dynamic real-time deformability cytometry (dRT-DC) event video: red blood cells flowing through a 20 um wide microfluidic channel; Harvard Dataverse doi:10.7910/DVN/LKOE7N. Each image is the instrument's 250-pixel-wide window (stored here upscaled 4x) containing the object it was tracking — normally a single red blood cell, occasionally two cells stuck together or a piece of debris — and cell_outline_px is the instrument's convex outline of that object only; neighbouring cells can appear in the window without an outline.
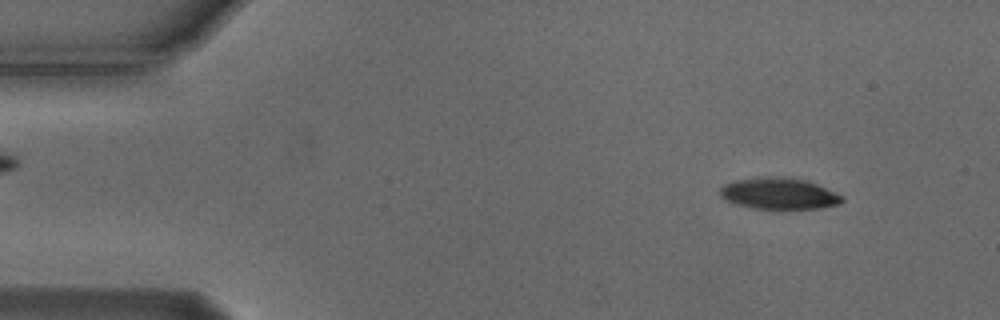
{"species": "Egyptian fruit bat (a non-hibernating species)", "species_latin": "Rousettus aegyptiacus", "temperature_condition": "cold", "stored_images_in_passage": 54, "camera_frame_rate_fps": 3000, "um_per_image_px": 0.085, "animal": {"sex": "male"}, "frame": {"image": 1, "passage_image": 5, "time_ms": 1.333, "image_size_px": [1000, 320], "cell_outline_px": [[844, 200], [840, 204], [816, 208], [752, 208], [736, 204], [724, 200], [720, 196], [720, 188], [724, 184], [732, 180], [760, 176], [776, 176], [804, 180], [816, 184], [844, 196]], "centroid_in_image_um": [66.16, 16.43], "position_along_channel_um": 18.8, "area_um2": 22.31}}
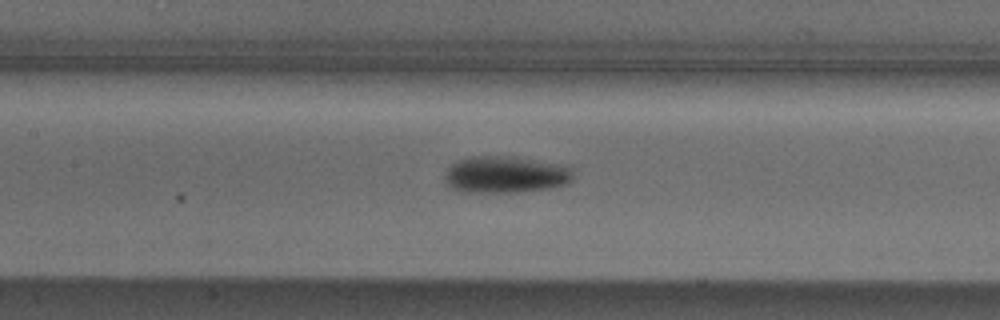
{"frame": {"image": 2, "passage_image": 24, "time_ms": 7.667, "image_size_px": [1000, 320], "cell_outline_px": [[576, 176], [568, 184], [548, 188], [516, 192], [464, 192], [452, 188], [444, 184], [444, 172], [456, 160], [472, 156], [504, 156], [568, 164], [572, 168]], "centroid_in_image_um": [42.99, 14.83], "position_along_channel_um": 164.4, "area_um2": 28.09}}
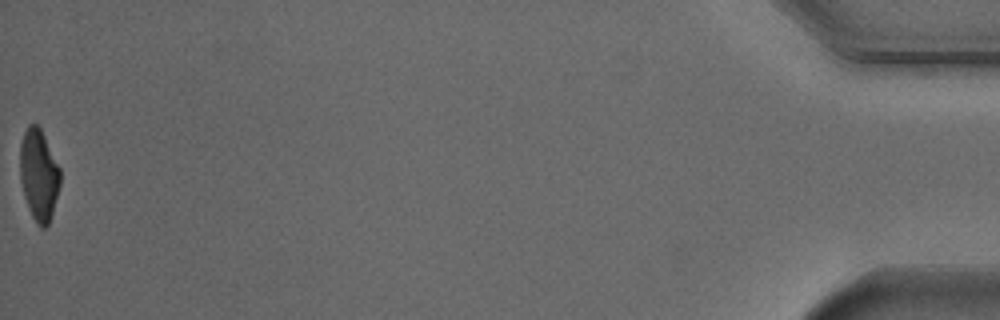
{"frame": {"image": 3, "passage_image": 54, "time_ms": 17.667, "image_size_px": [1000, 320], "cell_outline_px": [[60, 184], [52, 216], [48, 224], [44, 228], [40, 228], [36, 224], [28, 208], [24, 196], [20, 180], [20, 144], [24, 132], [28, 124], [36, 124], [40, 128], [60, 168]], "centroid_in_image_um": [3.29, 14.89], "position_along_channel_um": 431.9, "area_um2": 21.44}, "authors_computed_cell_mechanics": {"area_um2": 23.698, "velocity_mm_per_s": 3.7349, "shape_relaxation_time_tau1_ms": 3.6432, "shape_relaxation_time_tau2_ms": 7.9931, "deformation_change_tau1": 0.1436, "deformation_change_tau2": 0.1309}}